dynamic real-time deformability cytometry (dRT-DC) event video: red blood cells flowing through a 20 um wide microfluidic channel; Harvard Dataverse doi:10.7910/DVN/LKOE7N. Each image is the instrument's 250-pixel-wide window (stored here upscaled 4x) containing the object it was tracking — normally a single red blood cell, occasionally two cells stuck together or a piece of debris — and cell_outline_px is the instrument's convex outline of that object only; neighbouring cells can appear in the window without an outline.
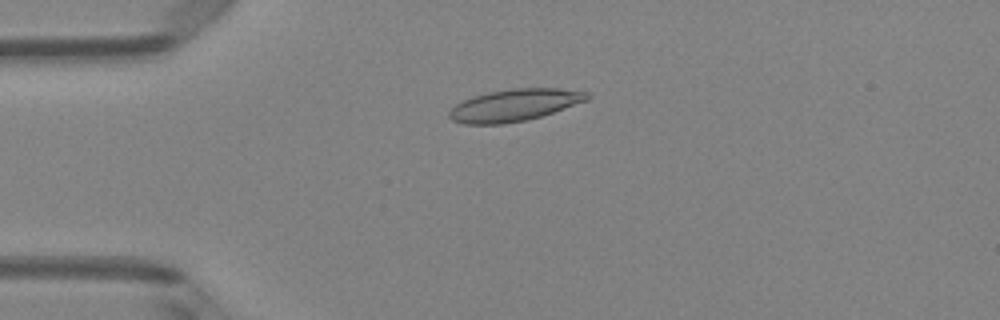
{"species": "Egyptian fruit bat (a non-hibernating species)", "species_latin": "Rousettus aegyptiacus", "temperature_condition": "room temperature", "stored_images_in_passage": 51, "camera_frame_rate_fps": 3000, "um_per_image_px": 0.085, "animal": {"sex": "female"}, "frame": {"image": 1, "passage_image": 13, "time_ms": 4.0, "image_size_px": [1000, 320], "cell_outline_px": [[592, 96], [588, 100], [540, 116], [524, 120], [504, 124], [464, 124], [452, 120], [448, 116], [448, 112], [456, 104], [472, 96], [488, 92], [512, 88], [560, 88], [588, 92]], "centroid_in_image_um": [43.72, 8.93], "position_along_channel_um": 41.3, "area_um2": 25.66}}
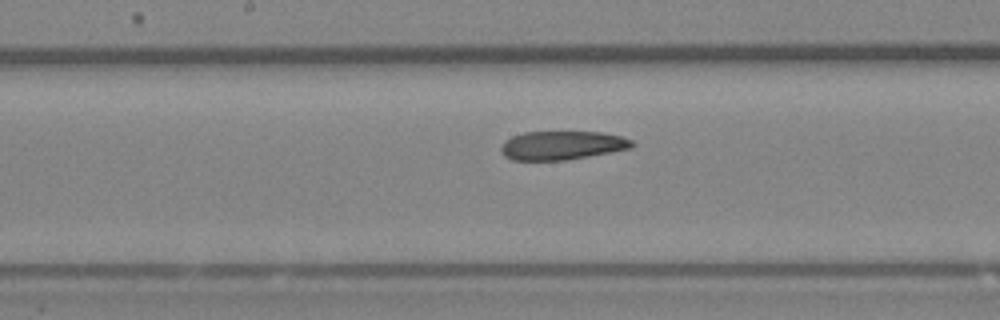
{"frame": {"image": 2, "passage_image": 27, "time_ms": 8.667, "image_size_px": [1000, 320], "cell_outline_px": [[636, 144], [632, 148], [568, 160], [512, 160], [504, 156], [500, 152], [500, 148], [504, 140], [512, 136], [524, 132], [604, 132], [620, 136], [632, 140]], "centroid_in_image_um": [47.77, 12.36], "position_along_channel_um": 200.4, "area_um2": 22.14}}
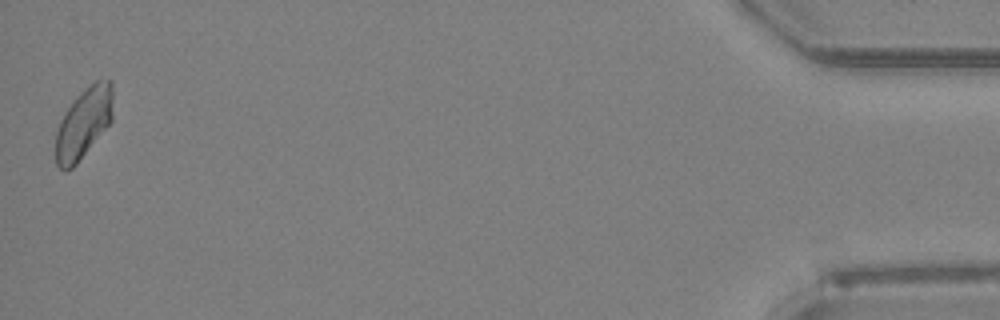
{"frame": {"image": 3, "passage_image": 51, "time_ms": 16.667, "image_size_px": [1000, 320], "cell_outline_px": [[112, 120], [76, 164], [72, 168], [64, 172], [56, 164], [56, 132], [60, 120], [64, 112], [76, 96], [88, 84], [96, 80], [112, 80]], "centroid_in_image_um": [7.09, 10.44], "position_along_channel_um": 428.1, "area_um2": 23.47}, "authors_computed_cell_mechanics": {"area_um2": 23.6402, "velocity_mm_per_s": 3.9896, "shape_relaxation_time_tau1_ms": null, "shape_relaxation_time_tau2_ms": 9.6021, "deformation_change_tau1": null, "deformation_change_tau2": 0.171}}